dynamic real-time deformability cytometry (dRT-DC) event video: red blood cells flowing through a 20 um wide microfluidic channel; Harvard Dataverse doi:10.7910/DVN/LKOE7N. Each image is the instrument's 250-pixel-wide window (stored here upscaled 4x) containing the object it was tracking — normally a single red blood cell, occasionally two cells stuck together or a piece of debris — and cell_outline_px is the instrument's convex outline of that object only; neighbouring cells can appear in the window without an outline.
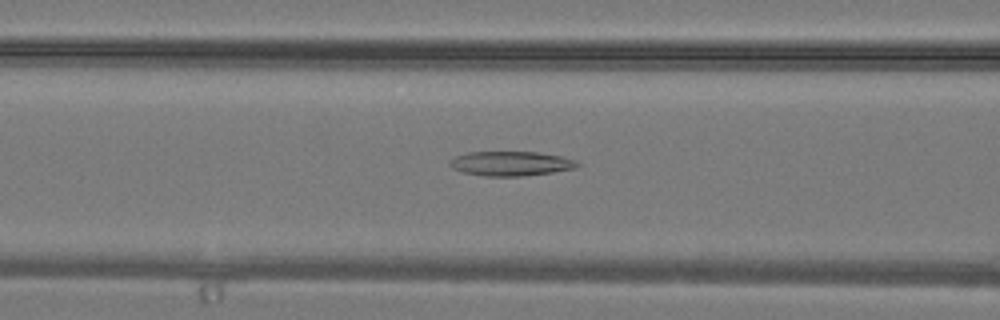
{"species": "common noctule bat (a hibernating species)", "species_latin": "Nyctalus noctula", "temperature_condition": "warm", "stored_images_in_passage": 27, "camera_frame_rate_fps": 3000, "um_per_image_px": 0.085, "animal": {"sex": "male", "body_mass_g": 19.2, "forearm_length_mm": 51.8}, "frame": {"image": 1, "passage_image": 7, "time_ms": 2.0, "image_size_px": [1000, 320], "cell_outline_px": [[580, 164], [576, 168], [552, 172], [524, 176], [484, 176], [464, 172], [452, 168], [448, 164], [456, 156], [468, 152], [536, 152], [560, 156], [576, 160]], "centroid_in_image_um": [43.43, 13.9], "position_along_channel_um": 123.2, "area_um2": 18.09}}
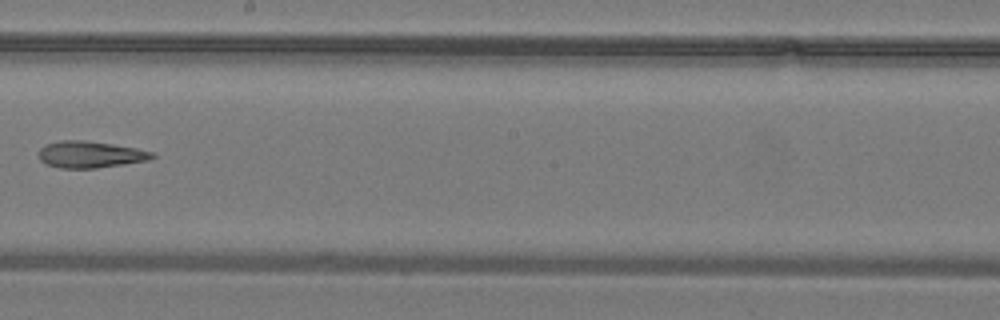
{"frame": {"image": 2, "passage_image": 13, "time_ms": 4.0, "image_size_px": [1000, 320], "cell_outline_px": [[156, 156], [148, 160], [124, 164], [96, 168], [60, 168], [48, 164], [40, 160], [40, 148], [44, 144], [60, 140], [84, 140], [112, 144], [136, 148], [156, 152]], "centroid_in_image_um": [7.69, 13.12], "position_along_channel_um": 240.5, "area_um2": 17.63}}
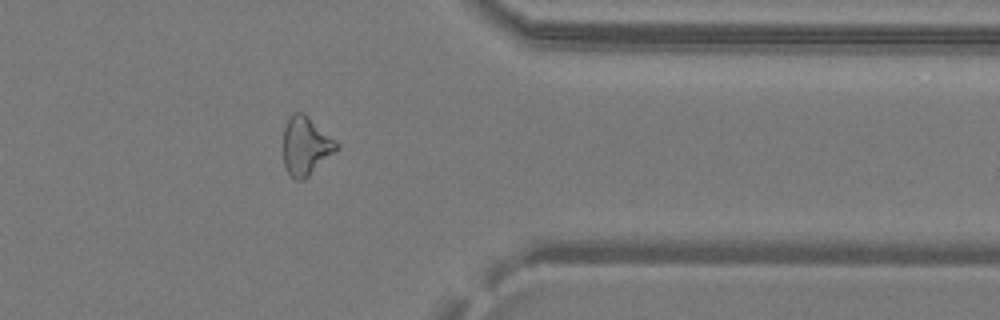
{"frame": {"image": 3, "passage_image": 21, "time_ms": 6.667, "image_size_px": [1000, 320], "cell_outline_px": [[340, 148], [304, 180], [296, 180], [288, 172], [284, 164], [284, 128], [288, 116], [292, 112], [304, 112], [340, 144]], "centroid_in_image_um": [26.01, 12.38], "position_along_channel_um": 385.4, "area_um2": 18.26}}